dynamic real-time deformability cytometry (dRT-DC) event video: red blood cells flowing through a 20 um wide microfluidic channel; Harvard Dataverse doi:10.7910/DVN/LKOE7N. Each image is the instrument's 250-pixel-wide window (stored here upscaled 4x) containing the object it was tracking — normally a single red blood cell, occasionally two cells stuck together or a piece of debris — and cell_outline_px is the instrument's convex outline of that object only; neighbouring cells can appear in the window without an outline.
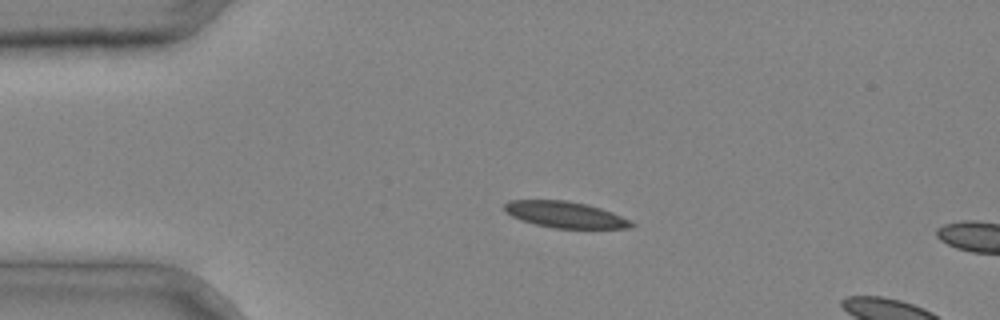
{"species": "common noctule bat (a hibernating species)", "species_latin": "Nyctalus noctula", "temperature_condition": "cold", "stored_images_in_passage": 2, "camera_frame_rate_fps": 3000, "um_per_image_px": 0.085, "animal": {"sex": "male", "body_mass_g": 20.4}, "frame": {"image": 1, "passage_image": 1, "time_ms": 0.0, "image_size_px": [1000, 320], "cell_outline_px": [[636, 224], [632, 228], [552, 228], [536, 224], [512, 216], [504, 208], [504, 204], [508, 200], [564, 200], [588, 204], [612, 212]], "centroid_in_image_um": [48.05, 18.24], "position_along_channel_um": 36.9, "area_um2": 19.19}}